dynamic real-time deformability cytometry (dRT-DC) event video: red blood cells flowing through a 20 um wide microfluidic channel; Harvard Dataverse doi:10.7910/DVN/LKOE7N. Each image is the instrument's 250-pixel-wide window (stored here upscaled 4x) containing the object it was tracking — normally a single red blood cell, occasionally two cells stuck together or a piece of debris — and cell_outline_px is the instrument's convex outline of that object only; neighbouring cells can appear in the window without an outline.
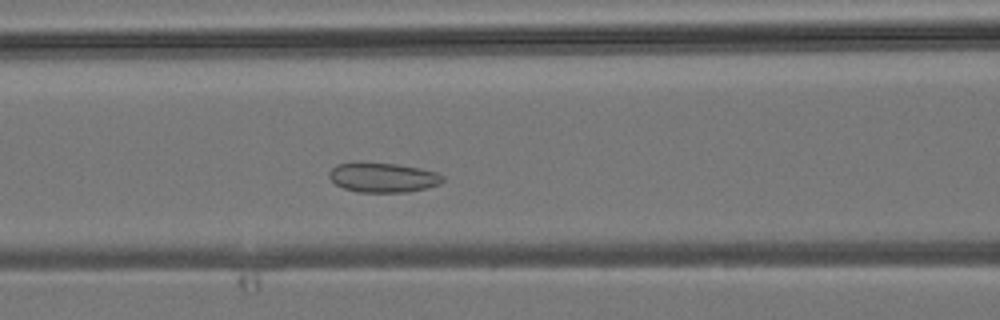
{"species": "common noctule bat (a hibernating species)", "species_latin": "Nyctalus noctula", "temperature_condition": "room temperature", "stored_images_in_passage": 39, "camera_frame_rate_fps": 3000, "um_per_image_px": 0.085, "animal": {"sex": "male", "body_mass_g": 19.2, "forearm_length_mm": 51.8}, "frame": {"image": 1, "passage_image": 13, "time_ms": 4.0, "image_size_px": [1000, 320], "cell_outline_px": [[444, 180], [440, 184], [408, 192], [360, 192], [344, 188], [336, 184], [328, 176], [328, 172], [336, 164], [360, 160], [396, 164], [420, 168], [436, 172], [444, 176]], "centroid_in_image_um": [32.51, 15.05], "position_along_channel_um": 134.1, "area_um2": 20.0}}
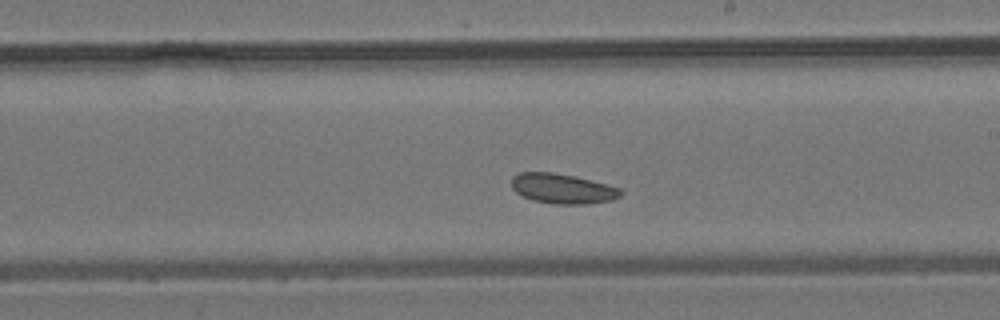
{"frame": {"image": 2, "passage_image": 20, "time_ms": 6.333, "image_size_px": [1000, 320], "cell_outline_px": [[624, 192], [620, 196], [612, 200], [584, 204], [552, 204], [532, 200], [516, 192], [512, 188], [512, 176], [520, 172], [552, 172], [576, 176], [620, 188]], "centroid_in_image_um": [47.81, 16.03], "position_along_channel_um": 241.2, "area_um2": 19.07}}
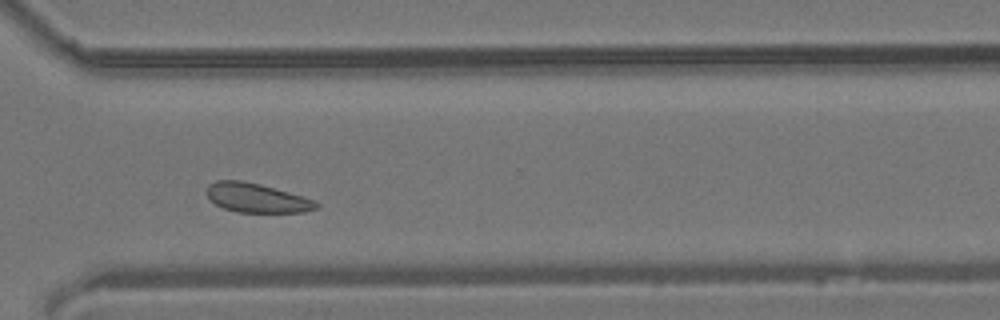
{"frame": {"image": 3, "passage_image": 27, "time_ms": 8.667, "image_size_px": [1000, 320], "cell_outline_px": [[320, 204], [316, 208], [304, 212], [236, 212], [224, 208], [208, 200], [204, 192], [208, 184], [216, 180], [244, 180], [260, 184], [288, 192], [312, 200]], "centroid_in_image_um": [21.71, 16.81], "position_along_channel_um": 348.9, "area_um2": 18.67}}